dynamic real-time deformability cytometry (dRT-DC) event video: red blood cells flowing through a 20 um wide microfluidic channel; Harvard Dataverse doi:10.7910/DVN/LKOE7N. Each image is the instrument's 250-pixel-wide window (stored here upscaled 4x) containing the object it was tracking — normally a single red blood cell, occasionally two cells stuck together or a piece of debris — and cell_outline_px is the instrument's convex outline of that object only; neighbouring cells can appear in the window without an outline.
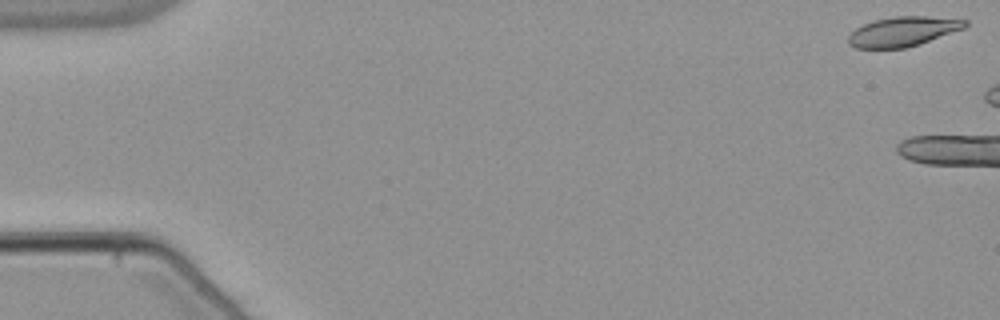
{"species": "common noctule bat (a hibernating species)", "species_latin": "Nyctalus noctula", "temperature_condition": "warm", "stored_images_in_passage": 6, "camera_frame_rate_fps": 3000, "um_per_image_px": 0.085, "animal": {"sex": "male", "body_mass_g": 21.5, "forearm_length_mm": 52.0}, "frame": {"image": 1, "passage_image": 1, "time_ms": 0.0, "image_size_px": [1000, 320], "cell_outline_px": [[968, 24], [964, 28], [920, 44], [908, 48], [856, 48], [848, 44], [848, 36], [856, 28], [872, 20], [892, 16], [924, 16], [968, 20]], "centroid_in_image_um": [76.73, 2.68], "position_along_channel_um": 8.3, "area_um2": 20.23}}